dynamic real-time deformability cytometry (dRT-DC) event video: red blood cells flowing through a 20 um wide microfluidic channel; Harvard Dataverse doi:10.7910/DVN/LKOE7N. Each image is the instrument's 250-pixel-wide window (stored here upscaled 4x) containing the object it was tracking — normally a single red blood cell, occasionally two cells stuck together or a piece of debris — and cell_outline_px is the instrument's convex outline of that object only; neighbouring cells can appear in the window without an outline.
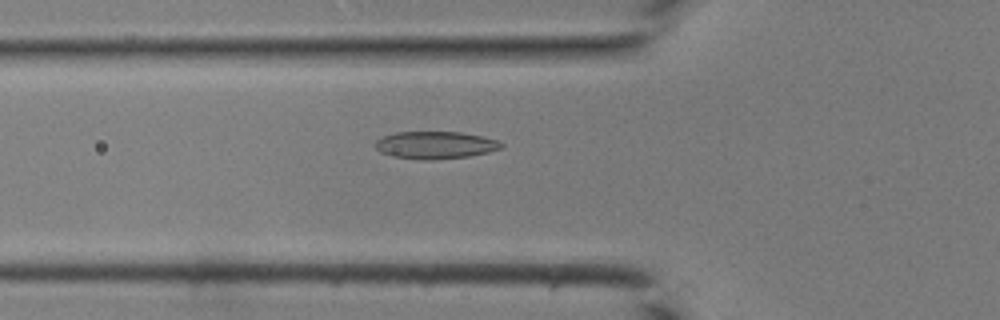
{"species": "common noctule bat (a hibernating species)", "species_latin": "Nyctalus noctula", "temperature_condition": "room temperature", "stored_images_in_passage": 27, "camera_frame_rate_fps": 3000, "um_per_image_px": 0.085, "animal": {"sex": "male", "body_mass_g": 19.0, "forearm_length_mm": 50.8}, "frame": {"image": 1, "passage_image": 2, "time_ms": 0.333, "image_size_px": [1000, 320], "cell_outline_px": [[504, 144], [500, 148], [488, 152], [468, 156], [432, 160], [424, 160], [392, 156], [380, 152], [372, 144], [380, 136], [396, 132], [460, 132], [480, 136], [496, 140]], "centroid_in_image_um": [36.92, 12.33], "position_along_channel_um": 88.9, "area_um2": 20.11}}
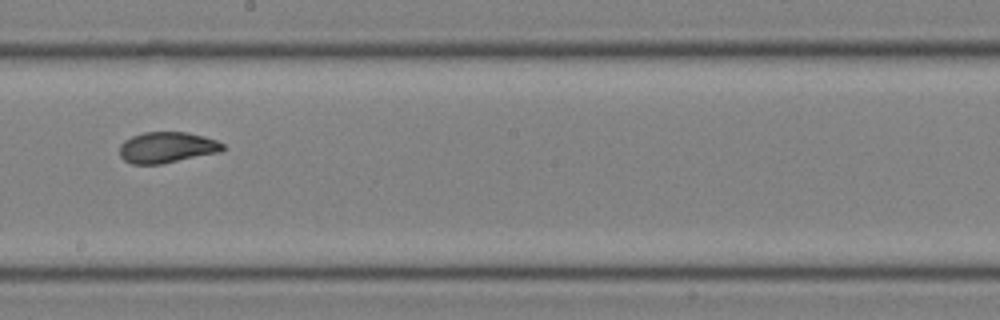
{"frame": {"image": 2, "passage_image": 11, "time_ms": 3.333, "image_size_px": [1000, 320], "cell_outline_px": [[224, 148], [220, 152], [160, 164], [132, 164], [124, 160], [120, 156], [120, 144], [124, 140], [132, 136], [144, 132], [188, 132], [204, 136], [216, 140], [224, 144]], "centroid_in_image_um": [14.18, 12.52], "position_along_channel_um": 234.0, "area_um2": 18.61}}
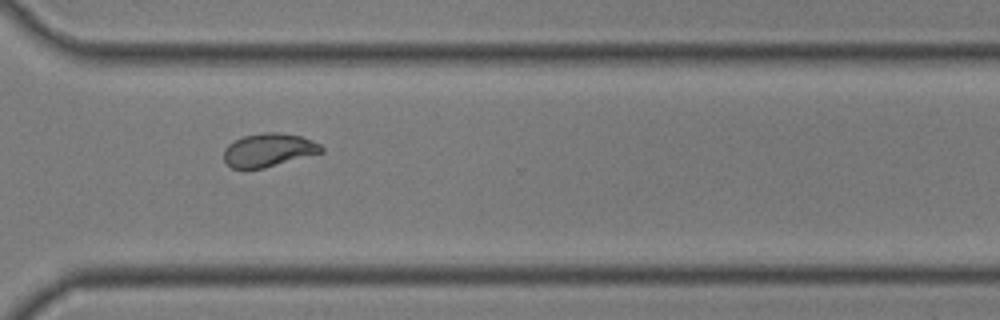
{"frame": {"image": 3, "passage_image": 18, "time_ms": 5.667, "image_size_px": [1000, 320], "cell_outline_px": [[324, 152], [264, 168], [232, 168], [224, 160], [224, 148], [228, 144], [244, 136], [264, 132], [280, 132], [300, 136], [312, 140], [320, 144], [324, 148]], "centroid_in_image_um": [22.85, 12.74], "position_along_channel_um": 347.7, "area_um2": 18.9}}